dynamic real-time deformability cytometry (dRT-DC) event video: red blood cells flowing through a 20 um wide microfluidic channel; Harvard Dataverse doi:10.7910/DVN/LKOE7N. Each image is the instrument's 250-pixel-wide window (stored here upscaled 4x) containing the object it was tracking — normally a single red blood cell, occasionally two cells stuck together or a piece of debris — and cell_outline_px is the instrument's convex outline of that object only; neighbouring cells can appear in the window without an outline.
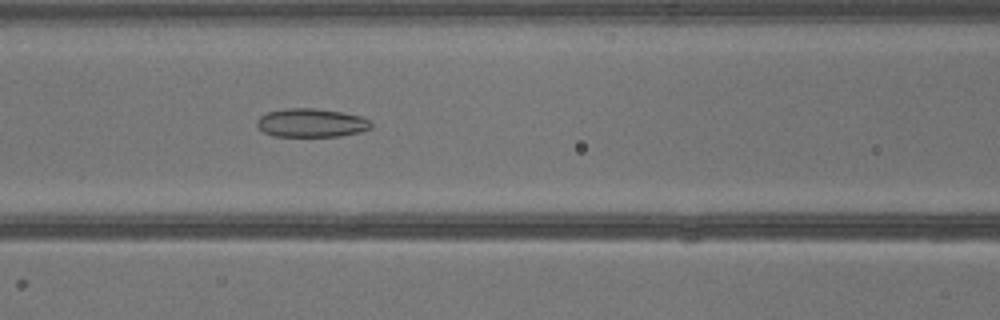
{"species": "common noctule bat (a hibernating species)", "species_latin": "Nyctalus noctula", "temperature_condition": "warm", "stored_images_in_passage": 41, "camera_frame_rate_fps": 3000, "um_per_image_px": 0.085, "animal": {"sex": "male", "body_mass_g": 13.3}, "frame": {"image": 1, "passage_image": 18, "time_ms": 5.667, "image_size_px": [1000, 320], "cell_outline_px": [[372, 128], [360, 132], [340, 136], [272, 136], [264, 132], [256, 124], [256, 120], [260, 116], [268, 112], [284, 108], [312, 108], [344, 112], [360, 116], [372, 120]], "centroid_in_image_um": [26.49, 10.44], "position_along_channel_um": 140.1, "area_um2": 19.19}}
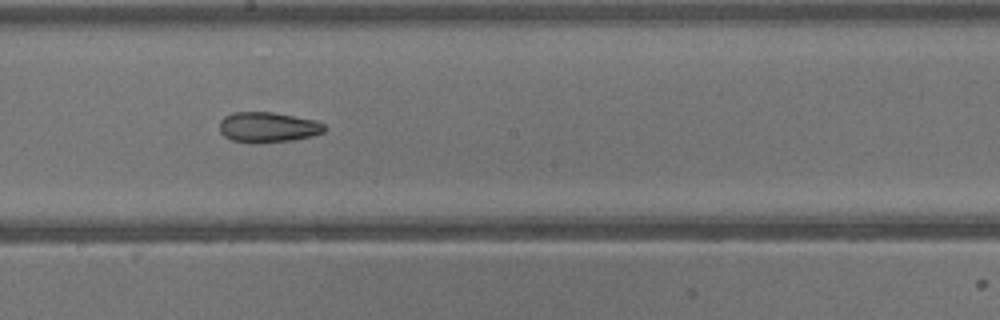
{"frame": {"image": 2, "passage_image": 23, "time_ms": 7.333, "image_size_px": [1000, 320], "cell_outline_px": [[328, 128], [324, 132], [312, 136], [292, 140], [232, 140], [224, 136], [220, 132], [220, 120], [224, 116], [232, 112], [272, 112], [316, 120], [324, 124]], "centroid_in_image_um": [22.81, 10.76], "position_along_channel_um": 225.4, "area_um2": 17.92}}
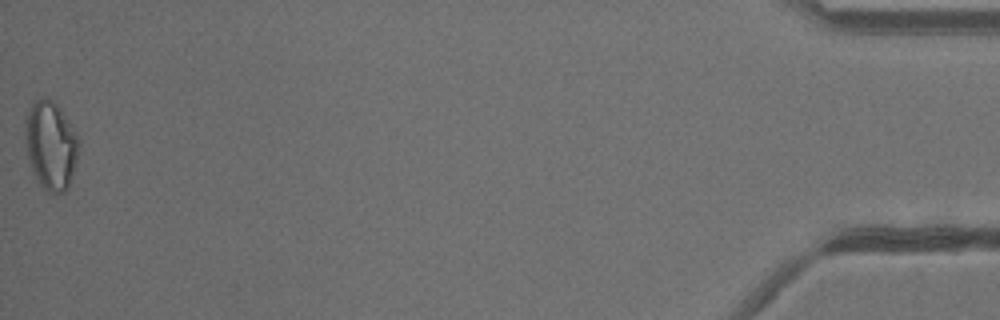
{"frame": {"image": 3, "passage_image": 41, "time_ms": 13.333, "image_size_px": [1000, 320], "cell_outline_px": [[80, 144], [76, 160], [68, 188], [64, 192], [48, 192], [36, 180], [32, 172], [24, 140], [24, 132], [28, 112], [32, 104], [36, 100], [44, 96], [52, 100], [60, 108], [68, 120], [80, 140]], "centroid_in_image_um": [4.31, 12.35], "position_along_channel_um": 430.9, "area_um2": 27.57}}